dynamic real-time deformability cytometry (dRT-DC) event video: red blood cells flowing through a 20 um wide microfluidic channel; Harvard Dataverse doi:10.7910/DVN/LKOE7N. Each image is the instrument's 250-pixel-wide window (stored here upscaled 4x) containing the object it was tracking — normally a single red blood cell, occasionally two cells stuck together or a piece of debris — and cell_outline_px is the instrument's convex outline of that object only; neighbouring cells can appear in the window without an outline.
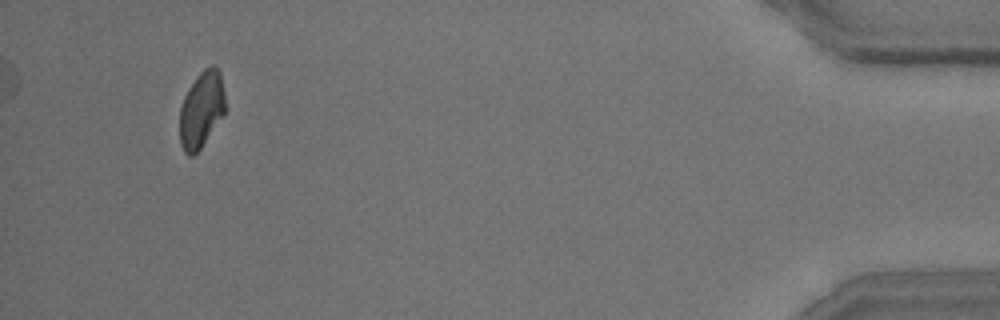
{"species": "common noctule bat (a hibernating species)", "species_latin": "Nyctalus noctula", "temperature_condition": "room temperature", "stored_images_in_passage": 36, "segment_of_instrument_passage": [3, 3], "camera_frame_rate_fps": 3000, "um_per_image_px": 0.085, "animal": {"sex": "male", "body_mass_g": 15.6}, "frame": {"image": 1, "passage_image": 36, "time_ms": 11.667, "image_size_px": [1000, 320], "cell_outline_px": [[224, 112], [200, 148], [192, 156], [188, 156], [184, 152], [180, 144], [180, 108], [184, 96], [188, 88], [196, 76], [204, 68], [212, 64], [220, 72], [224, 92]], "centroid_in_image_um": [17.09, 9.29], "position_along_channel_um": 418.1, "area_um2": 19.94}}